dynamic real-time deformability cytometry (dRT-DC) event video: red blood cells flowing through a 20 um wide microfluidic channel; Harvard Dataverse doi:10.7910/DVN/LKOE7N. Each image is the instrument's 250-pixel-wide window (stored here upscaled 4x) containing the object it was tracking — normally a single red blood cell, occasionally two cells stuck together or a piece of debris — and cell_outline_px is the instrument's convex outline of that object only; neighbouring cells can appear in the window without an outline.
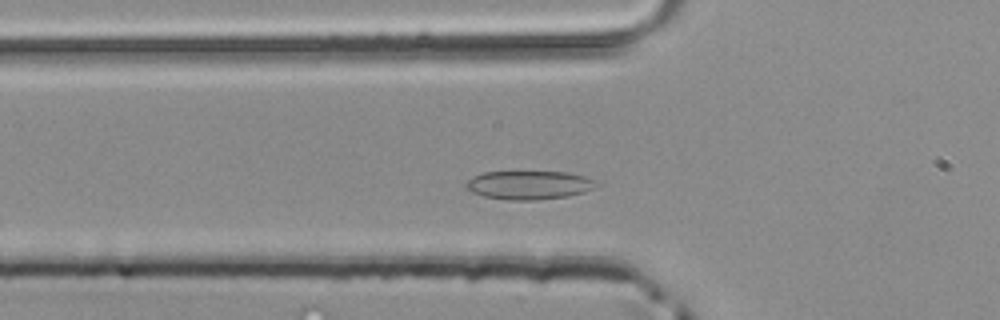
{"species": "common noctule bat (a hibernating species)", "species_latin": "Nyctalus noctula", "temperature_condition": "room temperature", "stored_images_in_passage": 41, "camera_frame_rate_fps": 3000, "um_per_image_px": 0.085, "animal": {"sex": "male", "body_mass_g": 20.4}, "frame": {"image": 1, "passage_image": 9, "time_ms": 2.667, "image_size_px": [1000, 320], "cell_outline_px": [[600, 184], [584, 192], [568, 196], [536, 200], [508, 200], [484, 196], [472, 192], [464, 188], [464, 184], [472, 176], [484, 172], [568, 172], [584, 176], [596, 180]], "centroid_in_image_um": [44.95, 15.73], "position_along_channel_um": 80.8, "area_um2": 21.85}}
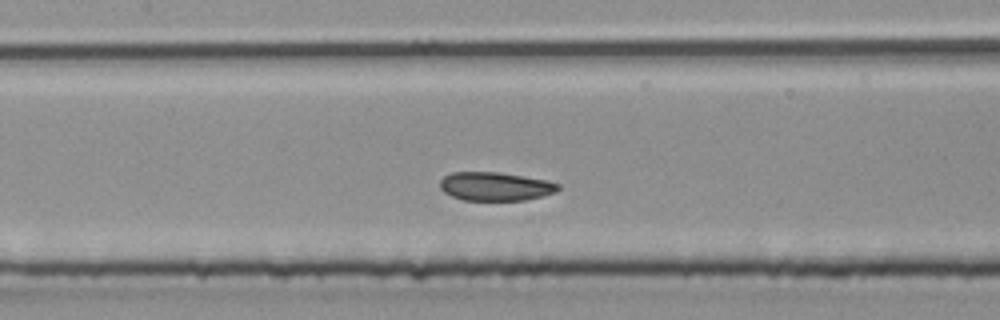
{"frame": {"image": 2, "passage_image": 15, "time_ms": 4.667, "image_size_px": [1000, 320], "cell_outline_px": [[560, 188], [556, 192], [524, 200], [464, 200], [452, 196], [444, 192], [440, 188], [440, 180], [444, 176], [452, 172], [500, 172], [548, 180], [560, 184]], "centroid_in_image_um": [42.11, 15.83], "position_along_channel_um": 165.3, "area_um2": 19.71}}
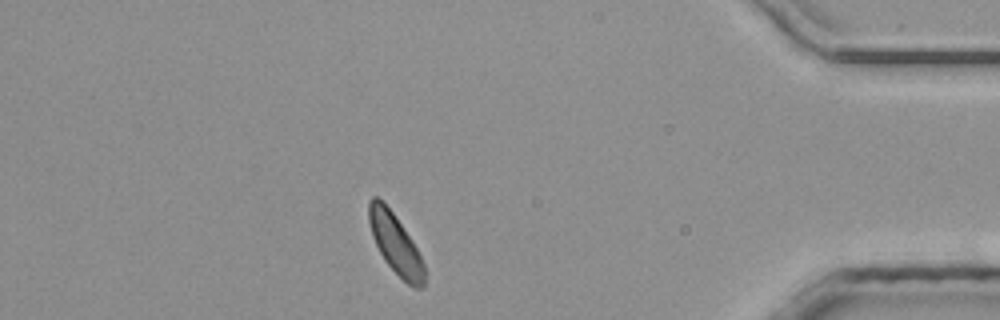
{"frame": {"image": 3, "passage_image": 35, "time_ms": 11.333, "image_size_px": [1000, 320], "cell_outline_px": [[424, 288], [412, 288], [384, 260], [372, 236], [368, 220], [368, 200], [372, 196], [376, 196], [392, 212], [412, 240], [424, 264]], "centroid_in_image_um": [33.6, 20.73], "position_along_channel_um": 401.6, "area_um2": 19.02}}